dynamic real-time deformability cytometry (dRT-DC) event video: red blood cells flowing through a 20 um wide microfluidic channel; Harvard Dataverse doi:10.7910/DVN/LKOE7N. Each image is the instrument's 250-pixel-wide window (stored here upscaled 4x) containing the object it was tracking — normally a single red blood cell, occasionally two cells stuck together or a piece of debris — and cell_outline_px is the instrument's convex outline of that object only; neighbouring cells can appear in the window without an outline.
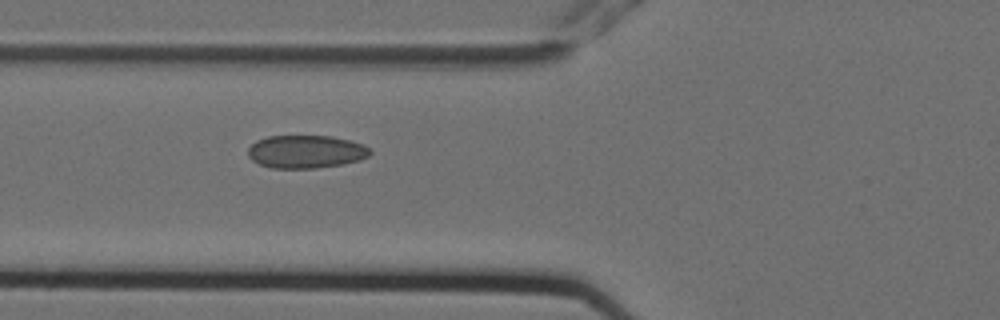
{"species": "Egyptian fruit bat (a non-hibernating species)", "species_latin": "Rousettus aegyptiacus", "temperature_condition": "cold", "stored_images_in_passage": 4, "camera_frame_rate_fps": 3000, "um_per_image_px": 0.085, "animal": {"sex": "female"}, "frame": {"image": 1, "passage_image": 4, "time_ms": 1.0, "image_size_px": [1000, 320], "cell_outline_px": [[372, 152], [368, 156], [360, 160], [340, 164], [316, 168], [272, 168], [260, 164], [252, 160], [248, 156], [248, 148], [256, 140], [268, 136], [332, 136], [364, 144]], "centroid_in_image_um": [25.99, 12.89], "position_along_channel_um": 99.8, "area_um2": 23.41}}